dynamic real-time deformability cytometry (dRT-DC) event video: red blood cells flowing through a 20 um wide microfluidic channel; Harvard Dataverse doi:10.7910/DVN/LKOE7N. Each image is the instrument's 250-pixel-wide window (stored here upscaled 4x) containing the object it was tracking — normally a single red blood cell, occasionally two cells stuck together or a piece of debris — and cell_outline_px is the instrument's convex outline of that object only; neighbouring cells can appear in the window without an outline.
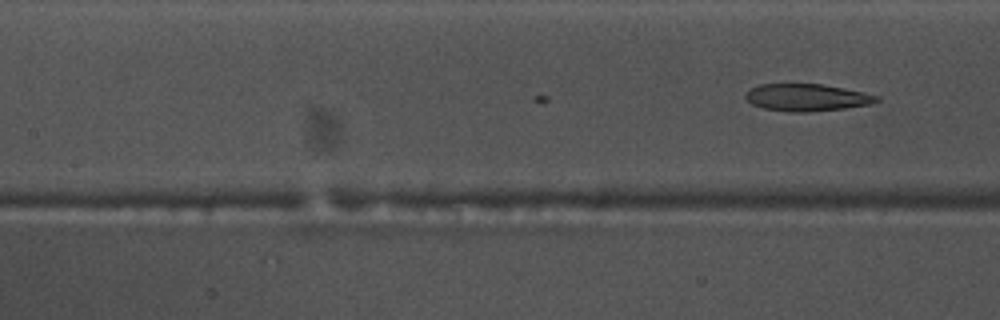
{"species": "common noctule bat (a hibernating species)", "species_latin": "Nyctalus noctula", "temperature_condition": "warm", "stored_images_in_passage": 20, "camera_frame_rate_fps": 3000, "um_per_image_px": 0.085, "animal": {"sex": "male", "body_mass_g": 17.5, "forearm_length_mm": 52.3}, "frame": {"image": 1, "passage_image": 20, "time_ms": 6.333, "image_size_px": [1000, 320], "cell_outline_px": [[880, 100], [872, 104], [844, 108], [804, 112], [788, 112], [764, 108], [752, 104], [744, 96], [752, 88], [760, 84], [824, 84], [864, 92], [880, 96]], "centroid_in_image_um": [68.62, 8.28], "position_along_channel_um": 138.8, "area_um2": 20.69}}